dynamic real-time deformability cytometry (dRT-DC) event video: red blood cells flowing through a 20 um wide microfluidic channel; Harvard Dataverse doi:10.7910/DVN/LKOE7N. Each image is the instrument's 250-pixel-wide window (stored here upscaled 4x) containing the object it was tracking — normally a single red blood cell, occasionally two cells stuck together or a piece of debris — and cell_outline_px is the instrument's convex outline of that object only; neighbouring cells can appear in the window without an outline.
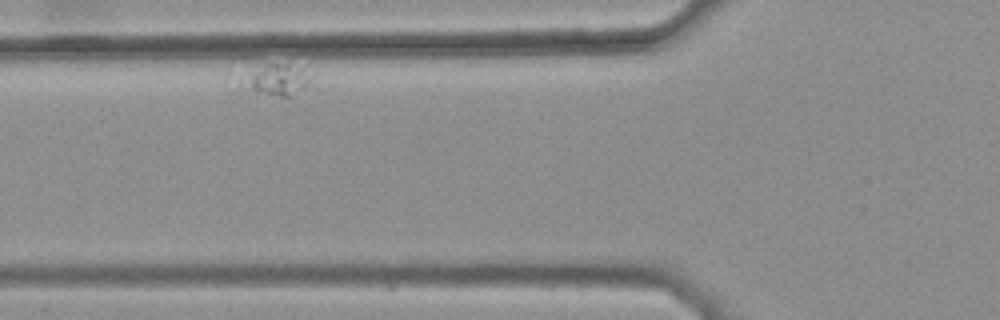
{"species": "common noctule bat (a hibernating species)", "species_latin": "Nyctalus noctula", "temperature_condition": "warm", "stored_images_in_passage": 33, "segment_of_instrument_passage": [2, 2], "camera_frame_rate_fps": 3000, "um_per_image_px": 0.085, "animal": {"sex": "female", "body_mass_g": 25.1}, "frame": {"image": 1, "passage_image": 5, "time_ms": 1.333, "image_size_px": [1000, 320], "cell_outline_px": [[320, 88], [292, 96], [280, 96], [256, 92], [252, 88], [252, 76], [264, 64], [288, 64], [300, 72]], "centroid_in_image_um": [23.9, 6.87], "position_along_channel_um": 101.9, "area_um2": 11.21}}
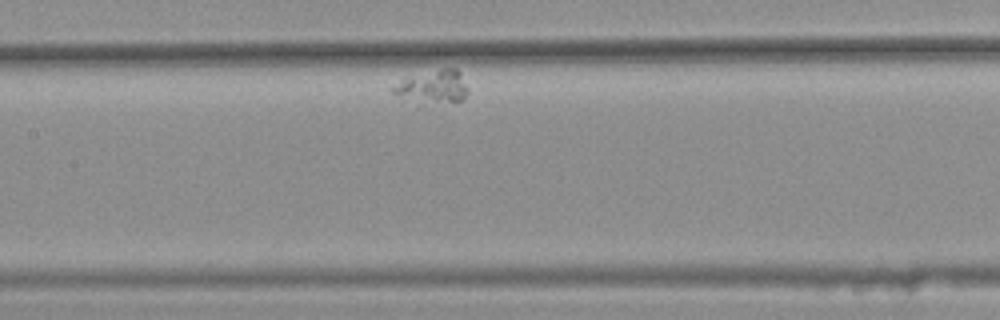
{"frame": {"image": 2, "passage_image": 13, "time_ms": 4.0, "image_size_px": [1000, 320], "cell_outline_px": [[468, 92], [456, 104], [392, 92], [388, 88], [408, 80], [440, 68], [456, 68], [460, 72], [468, 88]], "centroid_in_image_um": [37.01, 7.31], "position_along_channel_um": 170.4, "area_um2": 12.66}}
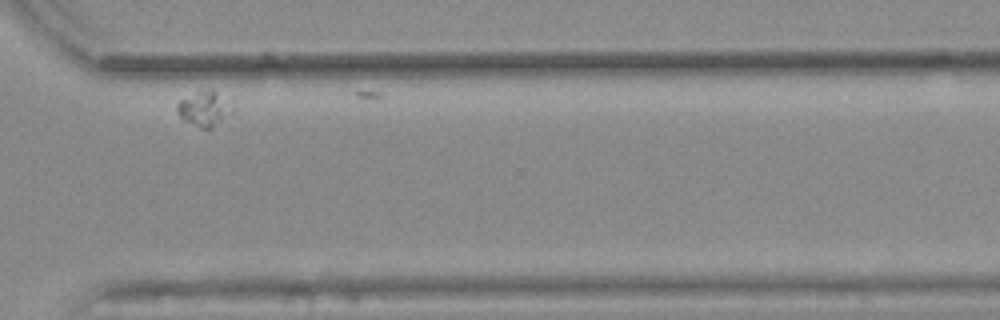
{"frame": {"image": 3, "passage_image": 32, "time_ms": 10.333, "image_size_px": [1000, 320], "cell_outline_px": [[232, 112], [212, 128], [200, 128], [184, 120], [176, 112], [176, 104], [180, 100], [196, 92], [212, 88], [232, 100]], "centroid_in_image_um": [17.4, 9.21], "position_along_channel_um": 353.2, "area_um2": 11.44}}